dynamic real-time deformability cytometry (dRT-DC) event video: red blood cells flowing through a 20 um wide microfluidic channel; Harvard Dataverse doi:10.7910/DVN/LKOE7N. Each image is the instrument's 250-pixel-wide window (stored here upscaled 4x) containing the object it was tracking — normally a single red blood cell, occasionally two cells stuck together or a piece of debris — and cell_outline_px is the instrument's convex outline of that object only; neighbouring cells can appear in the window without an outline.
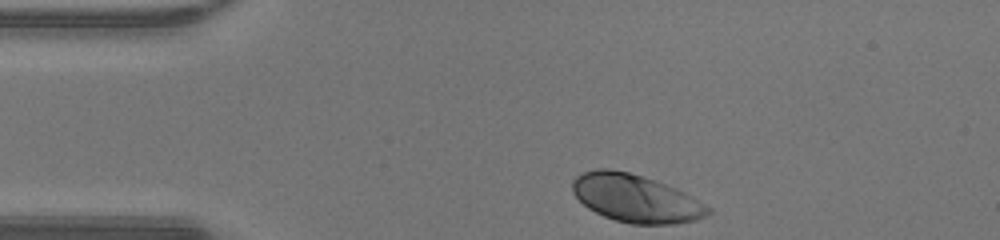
{"species": "human", "species_latin": "Homo sapiens", "temperature_condition": "warm", "stored_images_in_passage": 30, "camera_frame_rate_fps": 3000, "um_per_image_px": 0.085, "donor": {"sex": "male"}, "frame": {"image": 1, "passage_image": 1, "time_ms": 0.0, "image_size_px": [1000, 240], "cell_outline_px": [[712, 212], [696, 220], [672, 224], [632, 224], [616, 220], [604, 216], [588, 208], [572, 192], [572, 180], [576, 176], [584, 172], [596, 168], [608, 168], [628, 172], [644, 176], [656, 180], [676, 188], [684, 192], [712, 208]], "centroid_in_image_um": [54.04, 16.85], "position_along_channel_um": 31.0, "area_um2": 37.74}}
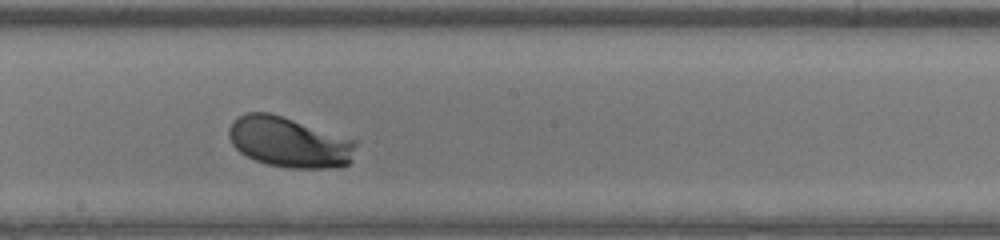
{"frame": {"image": 2, "passage_image": 18, "time_ms": 5.667, "image_size_px": [1000, 240], "cell_outline_px": [[356, 144], [352, 160], [348, 164], [340, 168], [288, 168], [268, 164], [256, 160], [240, 152], [232, 144], [228, 136], [228, 128], [232, 120], [244, 112], [268, 112], [356, 140]], "centroid_in_image_um": [24.56, 12.09], "position_along_channel_um": 223.6, "area_um2": 37.28}}
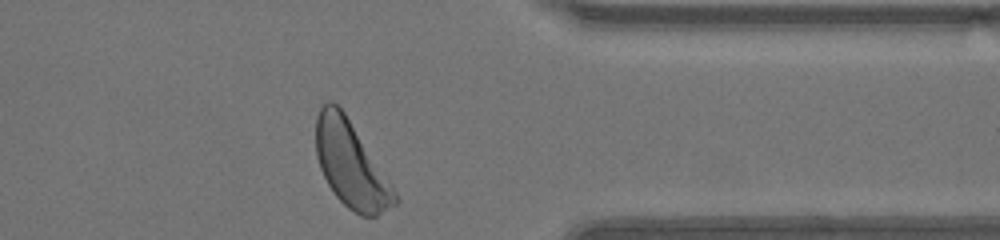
{"frame": {"image": 3, "passage_image": 30, "time_ms": 9.667, "image_size_px": [1000, 240], "cell_outline_px": [[400, 200], [396, 204], [376, 216], [360, 216], [348, 208], [336, 196], [328, 184], [320, 168], [316, 156], [316, 116], [320, 108], [328, 100], [332, 100], [344, 112], [396, 192]], "centroid_in_image_um": [29.81, 14.0], "position_along_channel_um": 381.6, "area_um2": 38.78}, "authors_computed_cell_mechanics": {"area_um2": 36.5296, "velocity_mm_per_s": 4.2701, "shape_relaxation_time_tau1_ms": 1.1432, "shape_relaxation_time_tau2_ms": 8.1281, "deformation_change_tau1": 0.1207, "deformation_change_tau2": 0.3164}}